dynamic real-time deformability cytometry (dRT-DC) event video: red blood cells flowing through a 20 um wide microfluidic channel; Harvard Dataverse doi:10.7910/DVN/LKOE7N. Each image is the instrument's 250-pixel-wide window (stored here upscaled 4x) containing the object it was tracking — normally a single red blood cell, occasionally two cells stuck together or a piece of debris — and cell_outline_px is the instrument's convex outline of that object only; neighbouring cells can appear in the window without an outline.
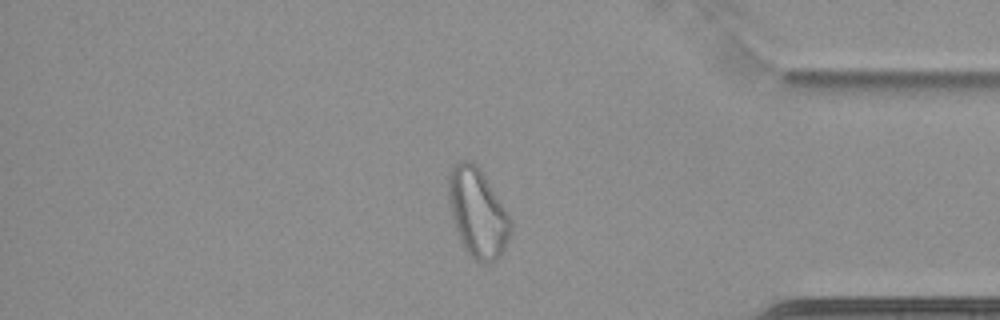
{"species": "common noctule bat (a hibernating species)", "species_latin": "Nyctalus noctula", "temperature_condition": "cold", "stored_images_in_passage": 61, "camera_frame_rate_fps": 3000, "um_per_image_px": 0.085, "animal": {"sex": "female", "body_mass_g": 22.7, "forearm_length_mm": 54.2}, "frame": {"image": 1, "passage_image": 52, "time_ms": 17.0, "image_size_px": [1000, 320], "cell_outline_px": [[512, 228], [508, 240], [504, 248], [496, 260], [476, 260], [464, 248], [460, 240], [452, 216], [448, 200], [448, 172], [460, 160], [472, 160], [480, 168], [508, 212], [512, 220]], "centroid_in_image_um": [40.6, 18.02], "position_along_channel_um": 394.6, "area_um2": 31.91}}